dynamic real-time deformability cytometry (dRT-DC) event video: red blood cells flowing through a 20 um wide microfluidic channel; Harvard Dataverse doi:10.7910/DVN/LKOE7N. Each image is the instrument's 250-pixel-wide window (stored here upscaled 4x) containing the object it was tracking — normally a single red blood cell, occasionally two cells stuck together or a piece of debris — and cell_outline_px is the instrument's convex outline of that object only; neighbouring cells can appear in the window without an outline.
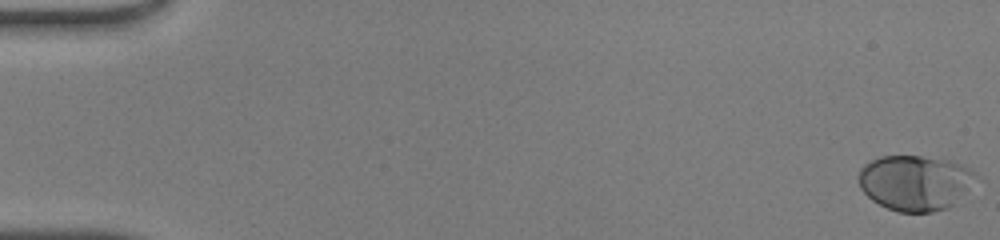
{"species": "human", "species_latin": "Homo sapiens", "temperature_condition": "warm", "stored_images_in_passage": 49, "camera_frame_rate_fps": 3000, "um_per_image_px": 0.085, "donor": {"sex": "male"}, "frame": {"image": 1, "passage_image": 1, "time_ms": 0.0, "image_size_px": [1000, 240], "cell_outline_px": [[976, 176], [964, 192], [948, 208], [932, 212], [900, 212], [888, 208], [872, 200], [860, 188], [860, 168], [864, 164], [880, 156], [920, 156], [952, 160], [968, 168]], "centroid_in_image_um": [77.74, 15.52], "position_along_channel_um": 7.3, "area_um2": 37.17}}
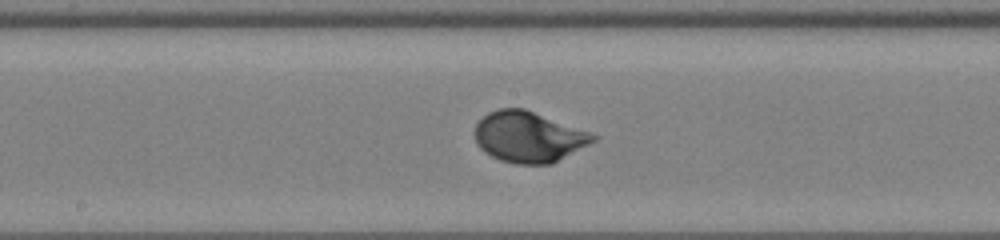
{"frame": {"image": 2, "passage_image": 27, "time_ms": 8.667, "image_size_px": [1000, 240], "cell_outline_px": [[600, 136], [596, 140], [552, 164], [516, 164], [500, 160], [484, 152], [476, 144], [472, 132], [476, 124], [488, 112], [496, 108], [524, 108], [592, 132]], "centroid_in_image_um": [44.91, 11.63], "position_along_channel_um": 203.3, "area_um2": 35.43}}
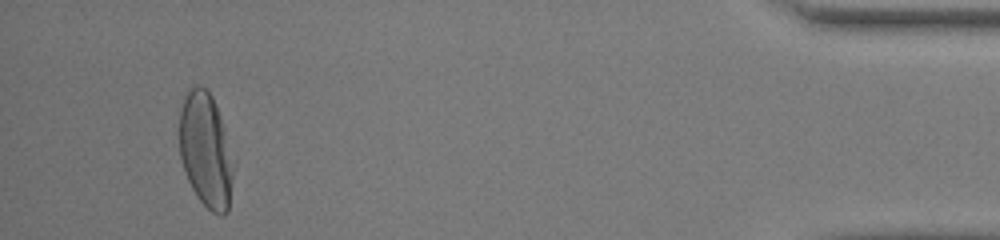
{"frame": {"image": 3, "passage_image": 47, "time_ms": 15.333, "image_size_px": [1000, 240], "cell_outline_px": [[236, 160], [228, 212], [224, 216], [220, 216], [212, 212], [196, 196], [188, 180], [180, 156], [180, 112], [184, 92], [188, 88], [196, 84], [200, 84], [212, 96], [220, 116]], "centroid_in_image_um": [17.53, 12.77], "position_along_channel_um": 417.7, "area_um2": 36.88}, "authors_computed_cell_mechanics": {"area_um2": 34.68, "velocity_mm_per_s": 4.2397, "shape_relaxation_time_tau1_ms": 2.3503, "shape_relaxation_time_tau2_ms": null, "deformation_change_tau1": 0.174, "deformation_change_tau2": null}}